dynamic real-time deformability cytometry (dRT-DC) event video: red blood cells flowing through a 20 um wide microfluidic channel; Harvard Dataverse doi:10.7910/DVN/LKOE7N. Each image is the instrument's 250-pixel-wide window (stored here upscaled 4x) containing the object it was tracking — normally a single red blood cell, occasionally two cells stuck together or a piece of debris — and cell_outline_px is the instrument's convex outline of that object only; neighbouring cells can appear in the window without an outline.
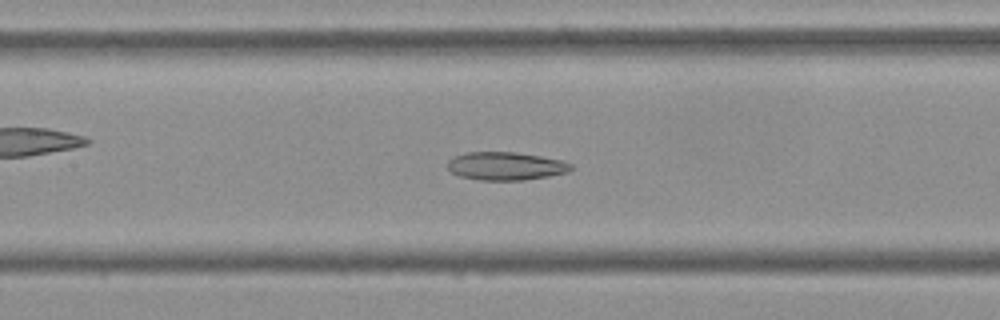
{"species": "Egyptian fruit bat (a non-hibernating species)", "species_latin": "Rousettus aegyptiacus", "temperature_condition": "cold", "stored_images_in_passage": 54, "camera_frame_rate_fps": 3000, "um_per_image_px": 0.085, "frame": {"image": 1, "passage_image": 24, "time_ms": 7.667, "image_size_px": [1000, 320], "cell_outline_px": [[572, 168], [568, 172], [548, 176], [524, 180], [480, 180], [460, 176], [452, 172], [448, 168], [448, 160], [456, 156], [468, 152], [516, 152], [540, 156], [560, 160], [572, 164]], "centroid_in_image_um": [42.99, 14.11], "position_along_channel_um": 164.4, "area_um2": 20.06}}
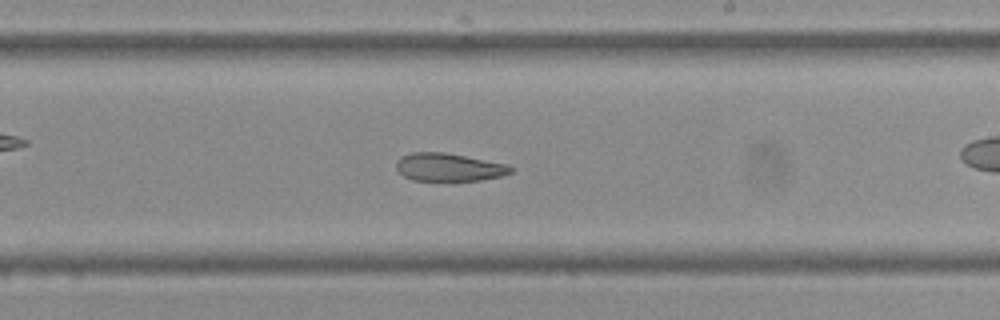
{"frame": {"image": 2, "passage_image": 31, "time_ms": 10.0, "image_size_px": [1000, 320], "cell_outline_px": [[512, 172], [500, 176], [480, 180], [412, 180], [404, 176], [396, 168], [396, 160], [400, 156], [412, 152], [444, 152], [508, 164], [512, 168]], "centroid_in_image_um": [38.12, 14.2], "position_along_channel_um": 250.9, "area_um2": 18.55}, "authors_computed_cell_mechanics": {"area_um2": 22.9177, "velocity_mm_per_s": 3.7151, "shape_relaxation_time_tau1_ms": null, "shape_relaxation_time_tau2_ms": 6.4899, "deformation_change_tau1": null, "deformation_change_tau2": 0.153}}